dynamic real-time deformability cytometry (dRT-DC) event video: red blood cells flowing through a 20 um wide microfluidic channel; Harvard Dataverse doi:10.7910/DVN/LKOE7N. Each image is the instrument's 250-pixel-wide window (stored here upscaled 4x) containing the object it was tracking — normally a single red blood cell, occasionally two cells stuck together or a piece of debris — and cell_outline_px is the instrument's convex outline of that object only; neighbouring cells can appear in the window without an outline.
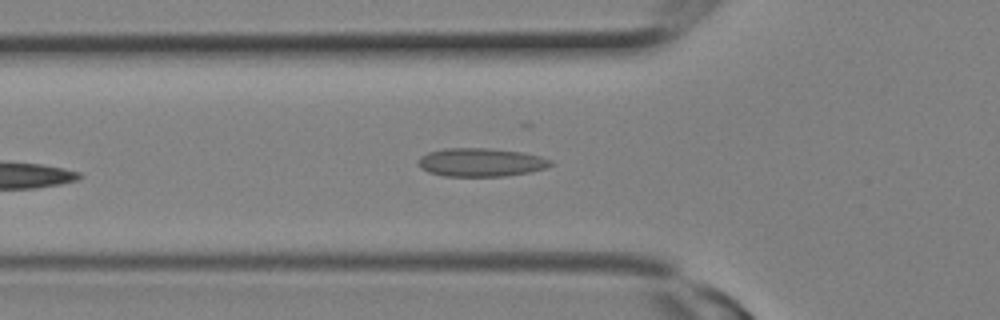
{"species": "Egyptian fruit bat (a non-hibernating species)", "species_latin": "Rousettus aegyptiacus", "temperature_condition": "room temperature", "stored_images_in_passage": 5, "camera_frame_rate_fps": 3000, "um_per_image_px": 0.085, "animal": {"sex": "female"}, "frame": {"image": 1, "passage_image": 5, "time_ms": 1.333, "image_size_px": [1000, 320], "cell_outline_px": [[552, 164], [544, 168], [528, 172], [504, 176], [444, 176], [428, 172], [420, 168], [416, 164], [416, 160], [420, 156], [428, 152], [444, 148], [488, 148], [524, 152], [540, 156], [552, 160]], "centroid_in_image_um": [40.81, 13.79], "position_along_channel_um": 85.0, "area_um2": 22.08}}